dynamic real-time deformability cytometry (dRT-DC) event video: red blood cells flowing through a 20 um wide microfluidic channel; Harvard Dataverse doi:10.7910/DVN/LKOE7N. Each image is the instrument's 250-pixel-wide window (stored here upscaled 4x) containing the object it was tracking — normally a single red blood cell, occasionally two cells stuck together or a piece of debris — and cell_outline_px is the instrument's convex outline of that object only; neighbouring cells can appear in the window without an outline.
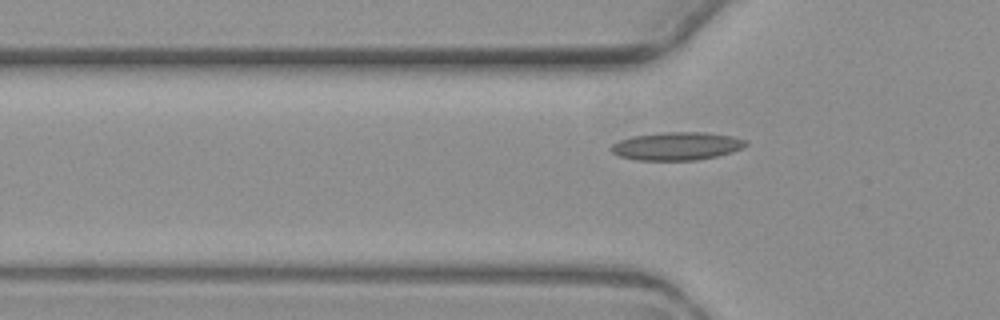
{"species": "common noctule bat (a hibernating species)", "species_latin": "Nyctalus noctula", "temperature_condition": "warm", "stored_images_in_passage": 6, "camera_frame_rate_fps": 3000, "um_per_image_px": 0.085, "animal": {"sex": "female", "body_mass_g": 19.3, "forearm_length_mm": 54.1}, "frame": {"image": 1, "passage_image": 2, "time_ms": 2.0, "image_size_px": [1000, 320], "cell_outline_px": [[748, 144], [744, 148], [732, 152], [716, 156], [696, 160], [636, 160], [620, 156], [612, 152], [608, 148], [612, 144], [620, 140], [632, 136], [664, 132], [704, 132], [732, 136], [748, 140]], "centroid_in_image_um": [57.54, 12.41], "position_along_channel_um": 68.3, "area_um2": 22.14}}
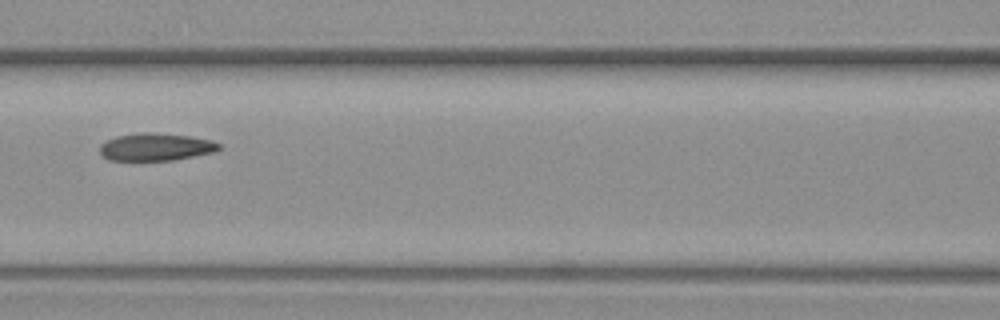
{"frame": {"image": 2, "passage_image": 4, "time_ms": 4.333, "image_size_px": [1000, 320], "cell_outline_px": [[220, 148], [216, 152], [176, 160], [108, 160], [100, 152], [100, 144], [116, 136], [140, 132], [148, 132], [188, 136], [212, 140], [220, 144]], "centroid_in_image_um": [13.27, 12.49], "position_along_channel_um": 153.3, "area_um2": 19.13}}
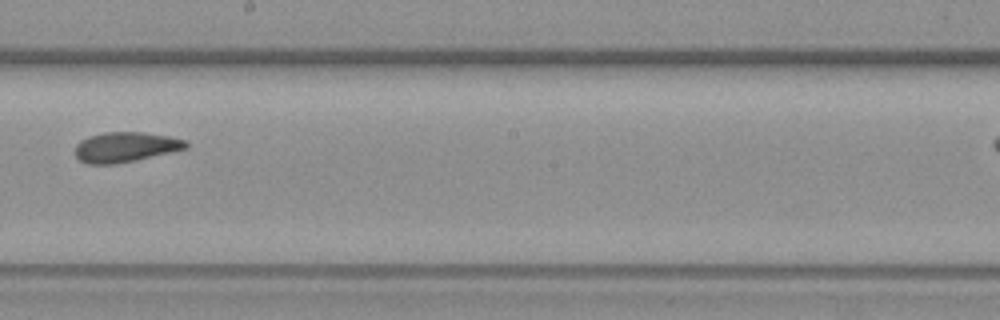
{"frame": {"image": 3, "passage_image": 6, "time_ms": 6.667, "image_size_px": [1000, 320], "cell_outline_px": [[188, 148], [136, 160], [116, 164], [88, 164], [80, 160], [76, 156], [76, 144], [80, 140], [88, 136], [104, 132], [144, 132], [168, 136], [184, 140], [188, 144]], "centroid_in_image_um": [10.64, 12.5], "position_along_channel_um": 237.6, "area_um2": 19.36}}